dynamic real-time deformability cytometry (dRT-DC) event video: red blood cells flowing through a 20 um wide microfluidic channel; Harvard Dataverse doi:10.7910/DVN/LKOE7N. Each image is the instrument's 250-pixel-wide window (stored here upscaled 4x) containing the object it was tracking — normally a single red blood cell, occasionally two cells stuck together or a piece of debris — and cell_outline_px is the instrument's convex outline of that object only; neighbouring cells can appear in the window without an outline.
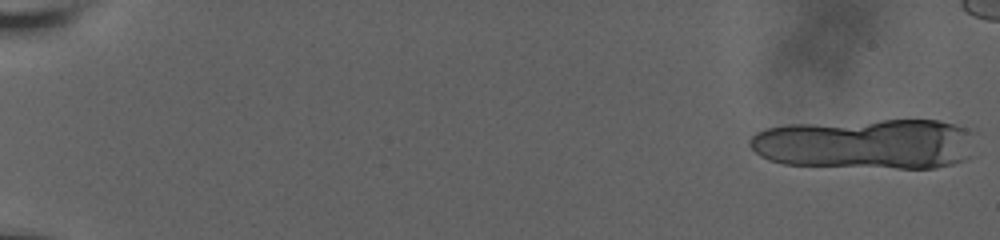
{"species": "human", "species_latin": "Homo sapiens", "temperature_condition": "room temperature", "stored_images_in_passage": 21, "camera_frame_rate_fps": 3000, "um_per_image_px": 0.085, "donor": {"sex": "male"}, "frame": {"image": 1, "passage_image": 1, "time_ms": 0.0, "image_size_px": [1000, 240], "cell_outline_px": [[972, 132], [968, 156], [964, 160], [952, 164], [936, 168], [896, 168], [784, 164], [768, 160], [760, 156], [748, 144], [748, 140], [756, 132], [764, 128], [788, 124], [880, 120], [940, 120], [964, 128]], "centroid_in_image_um": [73.53, 12.23], "position_along_channel_um": 11.5, "area_um2": 66.35}}
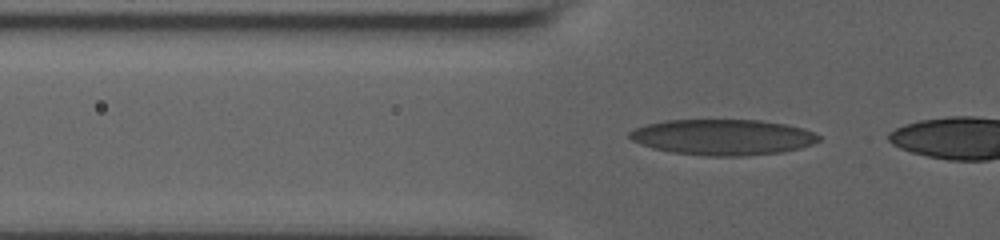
{"frame": {"image": 2, "passage_image": 19, "time_ms": 6.0, "image_size_px": [1000, 240], "cell_outline_px": [[820, 140], [812, 144], [800, 148], [784, 152], [744, 156], [704, 156], [672, 152], [652, 148], [640, 144], [632, 140], [628, 136], [628, 132], [636, 128], [648, 124], [664, 120], [760, 120], [788, 124], [804, 128], [820, 136]], "centroid_in_image_um": [61.45, 11.66], "position_along_channel_um": 64.4, "area_um2": 39.65}}